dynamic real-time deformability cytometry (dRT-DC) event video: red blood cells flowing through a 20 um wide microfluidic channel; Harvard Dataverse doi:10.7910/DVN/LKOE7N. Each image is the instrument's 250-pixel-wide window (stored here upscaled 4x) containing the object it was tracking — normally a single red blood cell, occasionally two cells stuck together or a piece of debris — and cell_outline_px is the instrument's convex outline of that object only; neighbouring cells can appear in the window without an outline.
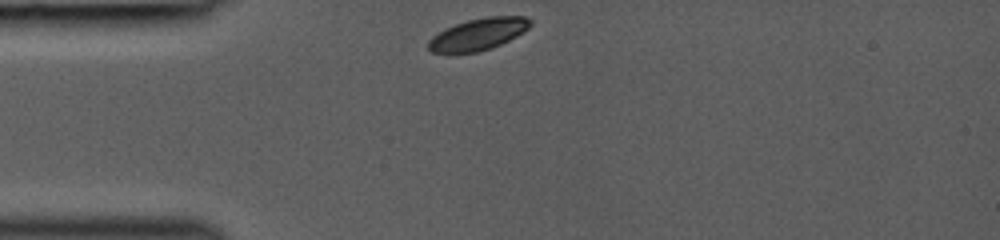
{"species": "common noctule bat (a hibernating species)", "species_latin": "Nyctalus noctula", "temperature_condition": "room temperature", "stored_images_in_passage": 6, "camera_frame_rate_fps": 3000, "um_per_image_px": 0.085, "animal": {"sex": "female", "body_mass_g": 19.0, "forearm_length_mm": 53.3}, "frame": {"image": 1, "passage_image": 1, "time_ms": 0.0, "image_size_px": [1000, 240], "cell_outline_px": [[532, 24], [524, 32], [492, 48], [476, 52], [432, 52], [428, 48], [428, 40], [432, 36], [456, 24], [468, 20], [488, 16], [524, 16], [532, 20]], "centroid_in_image_um": [40.69, 2.89], "position_along_channel_um": 44.3, "area_um2": 18.61}}
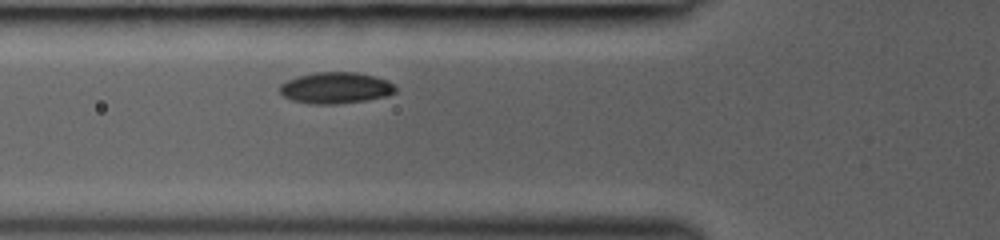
{"frame": {"image": 2, "passage_image": 4, "time_ms": 1.0, "image_size_px": [1000, 240], "cell_outline_px": [[396, 92], [384, 96], [364, 100], [336, 104], [308, 104], [292, 100], [284, 96], [280, 92], [280, 84], [288, 80], [300, 76], [316, 72], [356, 72], [372, 76], [384, 80], [392, 84], [396, 88]], "centroid_in_image_um": [28.49, 7.48], "position_along_channel_um": 97.3, "area_um2": 20.75}}
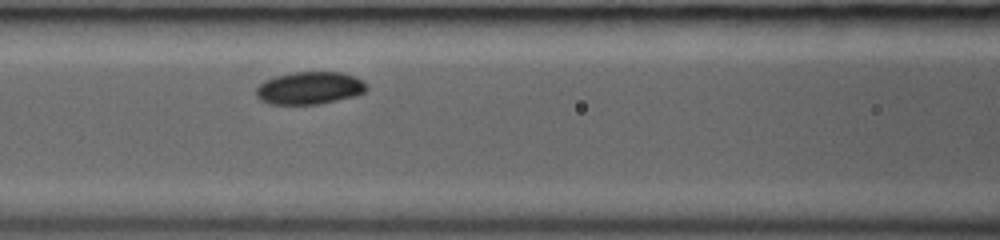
{"frame": {"image": 3, "passage_image": 6, "time_ms": 1.667, "image_size_px": [1000, 240], "cell_outline_px": [[368, 88], [364, 92], [356, 96], [320, 104], [268, 104], [260, 100], [256, 96], [256, 88], [264, 80], [276, 76], [296, 72], [340, 72], [352, 76], [360, 80]], "centroid_in_image_um": [26.28, 7.5], "position_along_channel_um": 140.3, "area_um2": 20.87}}